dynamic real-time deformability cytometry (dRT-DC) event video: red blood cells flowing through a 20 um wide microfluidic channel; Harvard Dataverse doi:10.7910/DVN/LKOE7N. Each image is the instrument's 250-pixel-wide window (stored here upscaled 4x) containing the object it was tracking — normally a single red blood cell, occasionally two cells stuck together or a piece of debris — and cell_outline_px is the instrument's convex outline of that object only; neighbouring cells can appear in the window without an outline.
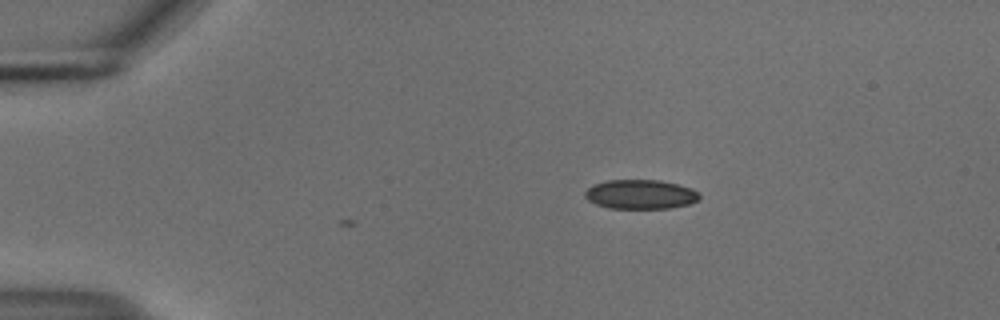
{"species": "common noctule bat (a hibernating species)", "species_latin": "Nyctalus noctula", "temperature_condition": "cold", "stored_images_in_passage": 36, "camera_frame_rate_fps": 3000, "um_per_image_px": 0.085, "animal": {"sex": "male", "body_mass_g": 18.8}, "frame": {"image": 1, "passage_image": 1, "time_ms": 0.0, "image_size_px": [1000, 320], "cell_outline_px": [[700, 200], [688, 204], [668, 208], [608, 208], [596, 204], [588, 200], [584, 196], [584, 192], [592, 184], [608, 180], [660, 180], [692, 188], [700, 196]], "centroid_in_image_um": [54.41, 16.51], "position_along_channel_um": 30.6, "area_um2": 19.54}}
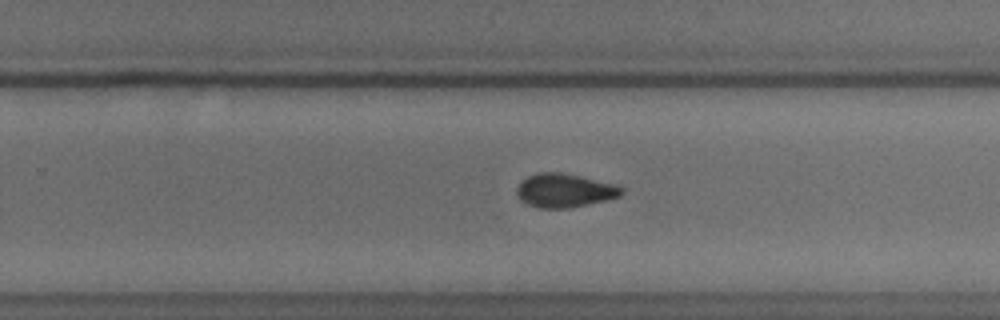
{"frame": {"image": 2, "passage_image": 26, "time_ms": 8.333, "image_size_px": [1000, 320], "cell_outline_px": [[624, 192], [620, 196], [604, 200], [568, 208], [540, 208], [528, 204], [520, 200], [516, 196], [516, 188], [528, 176], [540, 172], [560, 172], [580, 176], [616, 184], [624, 188]], "centroid_in_image_um": [47.98, 16.19], "position_along_channel_um": 281.8, "area_um2": 20.46}}
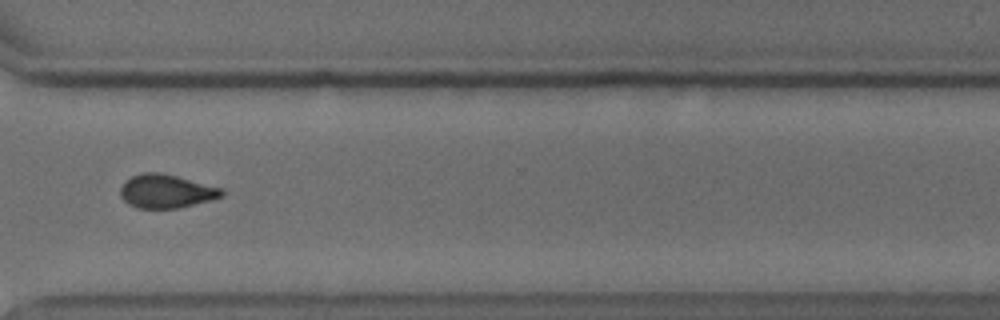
{"frame": {"image": 3, "passage_image": 32, "time_ms": 10.333, "image_size_px": [1000, 320], "cell_outline_px": [[224, 196], [212, 200], [176, 208], [136, 208], [128, 204], [120, 196], [120, 188], [124, 180], [132, 176], [144, 172], [160, 172], [176, 176], [220, 188], [224, 192]], "centroid_in_image_um": [14.08, 16.26], "position_along_channel_um": 356.5, "area_um2": 19.77}, "authors_computed_cell_mechanics": {"area_um2": 20.6346, "velocity_mm_per_s": 3.7309, "shape_relaxation_time_tau1_ms": 5.7611, "shape_relaxation_time_tau2_ms": 2.4044, "deformation_change_tau1": 0.118, "deformation_change_tau2": 0.0575}}